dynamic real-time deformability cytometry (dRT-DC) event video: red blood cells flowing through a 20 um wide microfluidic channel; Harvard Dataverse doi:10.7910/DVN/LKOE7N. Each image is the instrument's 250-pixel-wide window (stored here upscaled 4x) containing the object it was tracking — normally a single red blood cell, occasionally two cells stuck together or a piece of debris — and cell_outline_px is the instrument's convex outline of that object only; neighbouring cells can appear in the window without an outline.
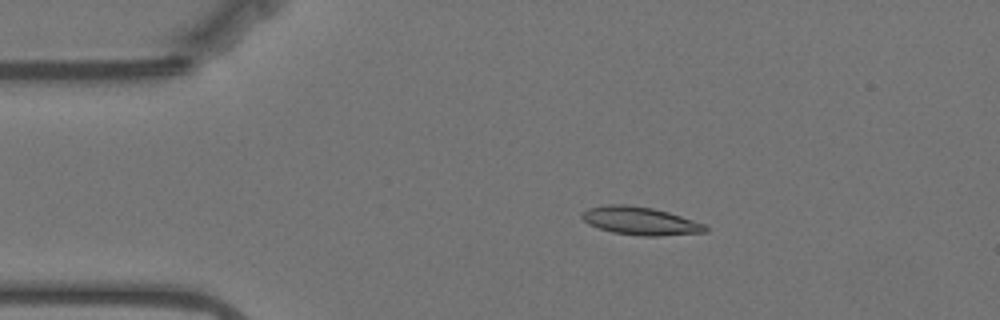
{"species": "Egyptian fruit bat (a non-hibernating species)", "species_latin": "Rousettus aegyptiacus", "temperature_condition": "warm", "stored_images_in_passage": 52, "camera_frame_rate_fps": 3000, "um_per_image_px": 0.085, "animal": {"sex": "female"}, "frame": {"image": 1, "passage_image": 5, "time_ms": 1.333, "image_size_px": [1000, 320], "cell_outline_px": [[708, 232], [656, 236], [640, 236], [612, 232], [588, 224], [580, 216], [580, 212], [588, 208], [608, 204], [628, 204], [652, 208], [668, 212], [704, 224], [708, 228]], "centroid_in_image_um": [54.38, 18.77], "position_along_channel_um": 30.6, "area_um2": 20.17}}
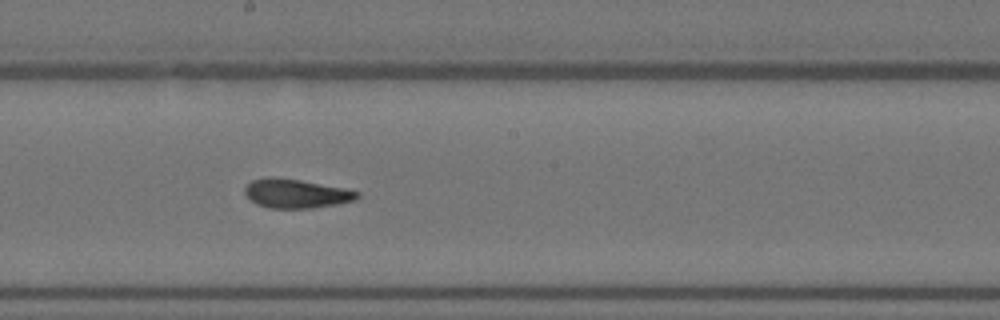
{"frame": {"image": 2, "passage_image": 25, "time_ms": 8.0, "image_size_px": [1000, 320], "cell_outline_px": [[360, 196], [352, 200], [336, 204], [312, 208], [268, 208], [256, 204], [244, 192], [244, 188], [252, 180], [272, 176], [300, 180], [344, 188], [360, 192]], "centroid_in_image_um": [25.15, 16.45], "position_along_channel_um": 223.1, "area_um2": 18.84}}
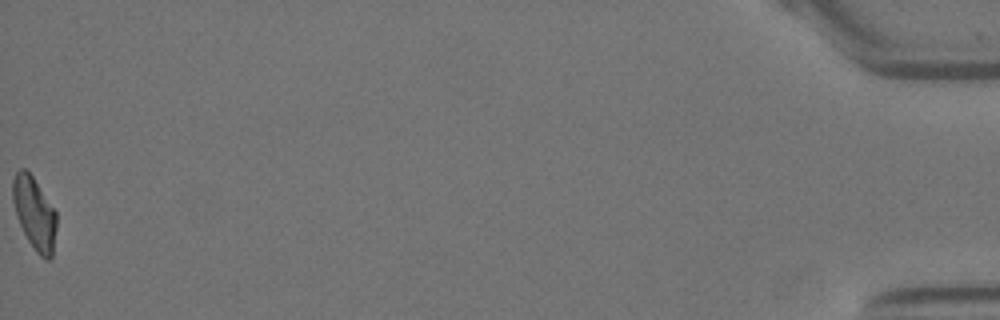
{"frame": {"image": 3, "passage_image": 52, "time_ms": 17.0, "image_size_px": [1000, 320], "cell_outline_px": [[56, 228], [52, 256], [48, 260], [44, 260], [36, 252], [28, 240], [16, 216], [12, 200], [12, 180], [16, 172], [20, 168], [24, 168], [32, 176], [56, 212]], "centroid_in_image_um": [2.91, 18.14], "position_along_channel_um": 432.3, "area_um2": 18.32}, "authors_computed_cell_mechanics": {"area_um2": 18.8428, "velocity_mm_per_s": 3.5088, "shape_relaxation_time_tau1_ms": 7.0777, "shape_relaxation_time_tau2_ms": 2.8807, "deformation_change_tau1": 0.2055, "deformation_change_tau2": 0.1079}}